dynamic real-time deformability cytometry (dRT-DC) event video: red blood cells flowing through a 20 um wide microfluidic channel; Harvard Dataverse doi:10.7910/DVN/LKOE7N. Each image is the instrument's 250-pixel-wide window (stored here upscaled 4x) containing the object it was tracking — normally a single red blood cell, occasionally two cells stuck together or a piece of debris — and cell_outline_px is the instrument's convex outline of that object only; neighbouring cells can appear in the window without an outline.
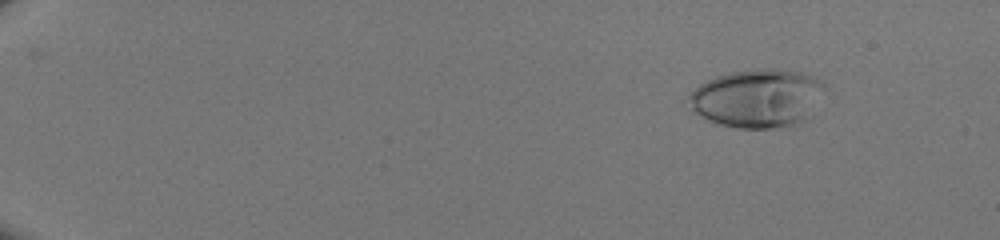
{"species": "human", "species_latin": "Homo sapiens", "temperature_condition": "room temperature", "stored_images_in_passage": 52, "camera_frame_rate_fps": 3000, "um_per_image_px": 0.085, "donor": {"sex": "male"}, "frame": {"image": 1, "passage_image": 8, "time_ms": 2.333, "image_size_px": [1000, 240], "cell_outline_px": [[824, 88], [808, 120], [792, 128], [740, 128], [720, 124], [708, 120], [692, 112], [680, 100], [700, 84], [716, 76], [732, 72], [764, 68], [772, 68], [804, 72], [824, 84]], "centroid_in_image_um": [64.31, 8.38], "position_along_channel_um": 20.7, "area_um2": 47.16}}
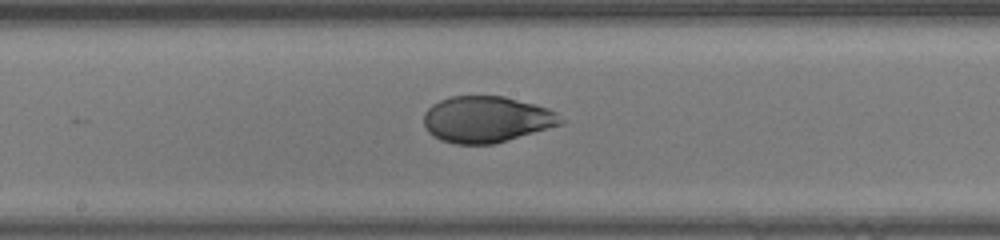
{"frame": {"image": 2, "passage_image": 32, "time_ms": 10.333, "image_size_px": [1000, 240], "cell_outline_px": [[564, 124], [492, 144], [456, 144], [440, 140], [432, 136], [428, 132], [424, 124], [424, 112], [432, 104], [440, 100], [452, 96], [504, 96], [536, 104], [548, 108], [556, 112], [564, 120]], "centroid_in_image_um": [41.35, 10.14], "position_along_channel_um": 206.8, "area_um2": 37.05}}
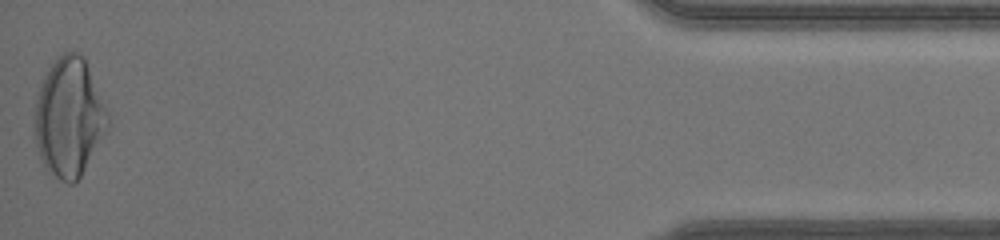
{"frame": {"image": 3, "passage_image": 52, "time_ms": 17.0, "image_size_px": [1000, 240], "cell_outline_px": [[112, 124], [108, 132], [80, 176], [72, 184], [68, 184], [60, 180], [48, 172], [40, 160], [36, 144], [36, 100], [40, 84], [44, 76], [52, 64], [64, 52], [76, 52], [84, 56], [108, 112]], "centroid_in_image_um": [5.91, 10.01], "position_along_channel_um": 429.3, "area_um2": 50.69}}